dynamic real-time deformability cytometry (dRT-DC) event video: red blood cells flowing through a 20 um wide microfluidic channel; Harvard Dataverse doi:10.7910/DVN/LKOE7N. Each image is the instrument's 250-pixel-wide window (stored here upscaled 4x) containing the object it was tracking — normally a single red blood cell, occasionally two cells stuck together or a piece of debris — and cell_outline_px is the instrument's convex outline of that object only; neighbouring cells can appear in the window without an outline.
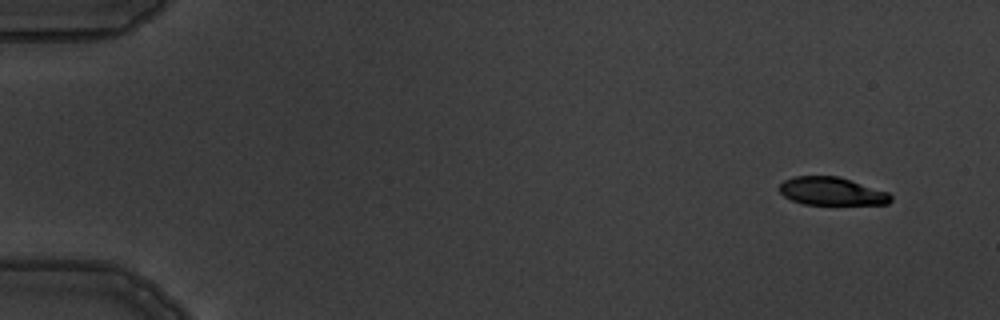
{"species": "common noctule bat (a hibernating species)", "species_latin": "Nyctalus noctula", "temperature_condition": "warm", "stored_images_in_passage": 6, "camera_frame_rate_fps": 3000, "um_per_image_px": 0.085, "animal": {"sex": "male", "body_mass_g": 19.5, "forearm_length_mm": 54.6}, "frame": {"image": 1, "passage_image": 2, "time_ms": 1.333, "image_size_px": [1000, 320], "cell_outline_px": [[892, 200], [888, 204], [804, 204], [792, 200], [784, 196], [780, 192], [780, 184], [784, 180], [796, 176], [840, 176], [888, 192], [892, 196]], "centroid_in_image_um": [70.71, 16.25], "position_along_channel_um": 14.3, "area_um2": 18.15}}